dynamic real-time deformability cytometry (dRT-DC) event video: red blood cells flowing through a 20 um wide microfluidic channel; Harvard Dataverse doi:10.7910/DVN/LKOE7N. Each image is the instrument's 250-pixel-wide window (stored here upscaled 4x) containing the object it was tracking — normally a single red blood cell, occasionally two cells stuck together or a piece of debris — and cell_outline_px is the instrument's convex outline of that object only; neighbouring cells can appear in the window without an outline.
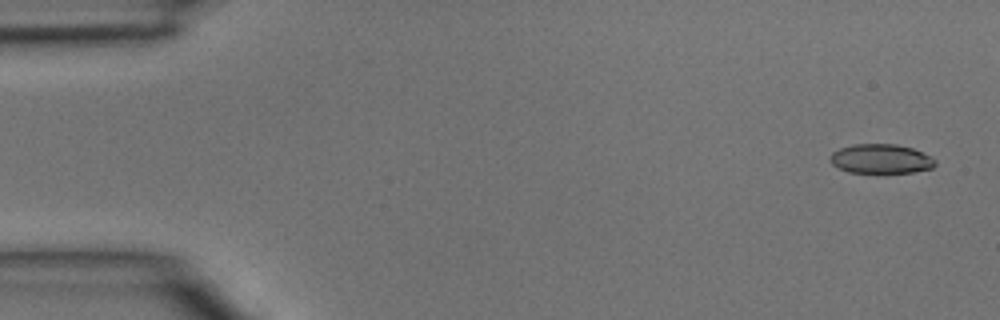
{"species": "common noctule bat (a hibernating species)", "species_latin": "Nyctalus noctula", "temperature_condition": "room temperature", "stored_images_in_passage": 4, "camera_frame_rate_fps": 3000, "um_per_image_px": 0.085, "animal": {"sex": "male", "body_mass_g": 15.6}, "frame": {"image": 1, "passage_image": 1, "time_ms": 0.0, "image_size_px": [1000, 320], "cell_outline_px": [[936, 164], [932, 168], [912, 172], [848, 172], [832, 164], [828, 160], [832, 152], [840, 148], [852, 144], [896, 144], [912, 148], [936, 160]], "centroid_in_image_um": [74.84, 13.49], "position_along_channel_um": 10.2, "area_um2": 17.8}}